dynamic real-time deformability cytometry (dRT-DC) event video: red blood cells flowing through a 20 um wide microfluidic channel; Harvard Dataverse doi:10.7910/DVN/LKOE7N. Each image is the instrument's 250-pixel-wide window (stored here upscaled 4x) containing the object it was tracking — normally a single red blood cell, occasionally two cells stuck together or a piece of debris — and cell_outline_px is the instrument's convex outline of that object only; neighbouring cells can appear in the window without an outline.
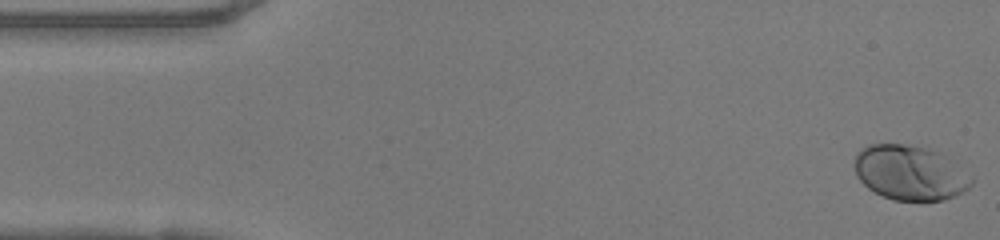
{"species": "human", "species_latin": "Homo sapiens", "temperature_condition": "warm", "stored_images_in_passage": 48, "camera_frame_rate_fps": 3000, "um_per_image_px": 0.085, "donor": {"sex": "female"}, "frame": {"image": 1, "passage_image": 1, "time_ms": 0.0, "image_size_px": [1000, 240], "cell_outline_px": [[972, 184], [968, 188], [944, 200], [892, 200], [868, 188], [856, 176], [852, 164], [856, 152], [860, 148], [868, 144], [904, 144], [936, 152], [972, 176]], "centroid_in_image_um": [77.25, 14.68], "position_along_channel_um": 7.8, "area_um2": 36.82}}
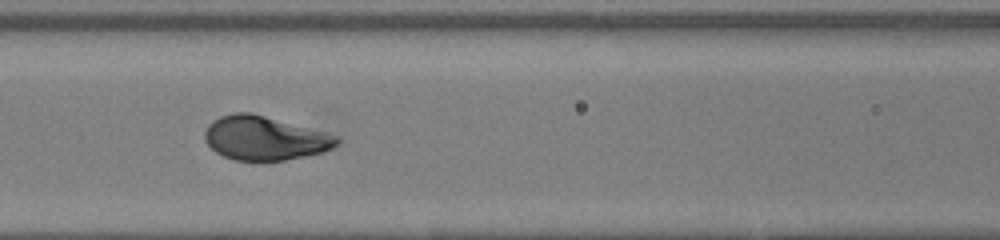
{"frame": {"image": 2, "passage_image": 20, "time_ms": 6.333, "image_size_px": [1000, 240], "cell_outline_px": [[340, 140], [332, 148], [324, 152], [284, 160], [260, 164], [232, 160], [216, 152], [204, 140], [204, 132], [208, 124], [212, 120], [220, 116], [232, 112], [252, 112], [328, 132], [340, 136]], "centroid_in_image_um": [22.49, 11.76], "position_along_channel_um": 144.1, "area_um2": 34.91}}
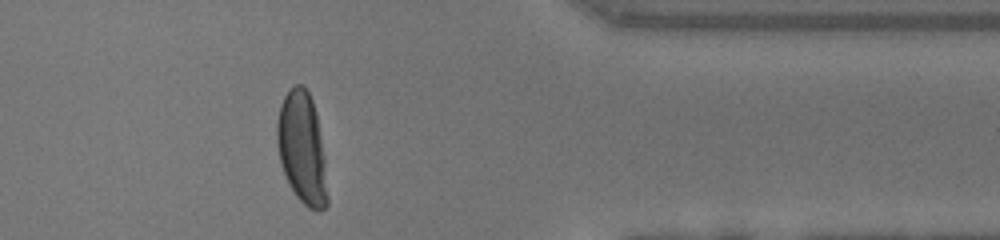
{"frame": {"image": 3, "passage_image": 39, "time_ms": 12.667, "image_size_px": [1000, 240], "cell_outline_px": [[328, 204], [324, 208], [316, 212], [308, 208], [296, 196], [288, 184], [280, 160], [276, 140], [276, 124], [280, 104], [284, 96], [296, 84], [300, 84], [308, 92], [312, 100], [316, 112], [324, 160], [328, 196]], "centroid_in_image_um": [25.66, 12.63], "position_along_channel_um": 385.7, "area_um2": 32.66}, "authors_computed_cell_mechanics": {"area_um2": 34.7089, "velocity_mm_per_s": 4.1527, "shape_relaxation_time_tau1_ms": 2.4761, "shape_relaxation_time_tau2_ms": null, "deformation_change_tau1": 0.1863, "deformation_change_tau2": null}}